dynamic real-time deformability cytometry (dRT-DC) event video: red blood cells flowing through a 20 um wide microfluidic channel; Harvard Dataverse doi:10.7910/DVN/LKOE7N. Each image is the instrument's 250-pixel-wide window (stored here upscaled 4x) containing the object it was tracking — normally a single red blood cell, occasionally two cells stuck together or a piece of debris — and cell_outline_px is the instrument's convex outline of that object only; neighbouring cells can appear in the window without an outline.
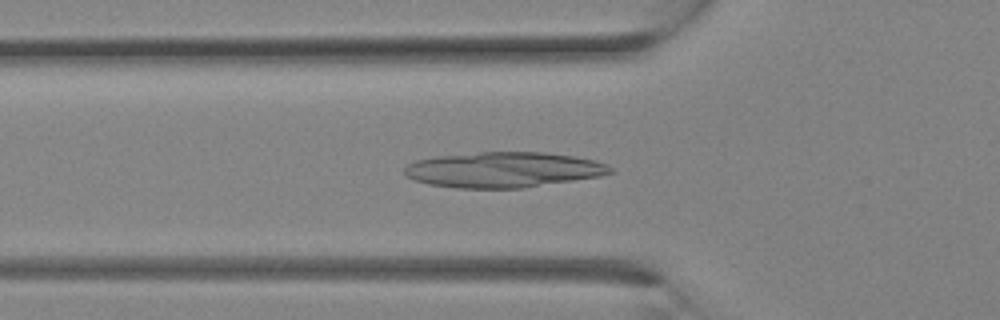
{"species": "Egyptian fruit bat (a non-hibernating species)", "species_latin": "Rousettus aegyptiacus", "temperature_condition": "room temperature", "stored_images_in_passage": 15, "camera_frame_rate_fps": 3000, "um_per_image_px": 0.085, "animal": {"sex": "female"}, "frame": {"image": 1, "passage_image": 9, "time_ms": 2.667, "image_size_px": [1000, 320], "cell_outline_px": [[616, 172], [600, 176], [520, 188], [456, 188], [428, 184], [416, 180], [408, 176], [404, 172], [404, 168], [408, 164], [416, 160], [436, 156], [480, 152], [544, 152], [576, 156], [608, 164]], "centroid_in_image_um": [42.81, 14.42], "position_along_channel_um": 83.0, "area_um2": 42.43}}
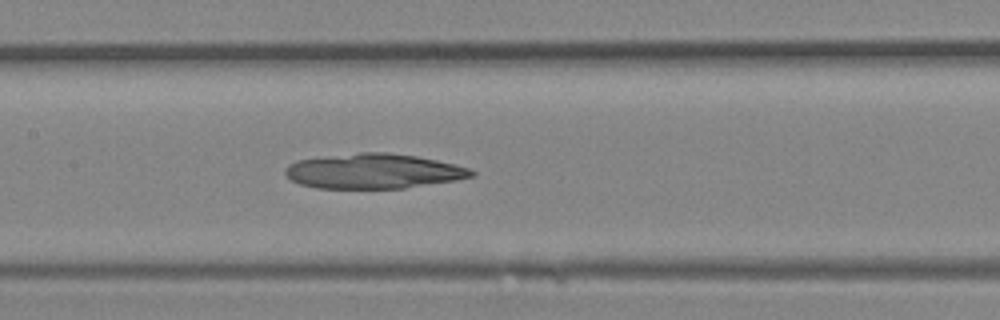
{"frame": {"image": 2, "passage_image": 13, "time_ms": 4.0, "image_size_px": [1000, 320], "cell_outline_px": [[476, 176], [456, 180], [404, 188], [316, 188], [300, 184], [292, 180], [284, 172], [284, 168], [288, 164], [296, 160], [360, 152], [384, 152], [416, 156], [456, 164], [468, 168], [476, 172]], "centroid_in_image_um": [31.76, 14.55], "position_along_channel_um": 175.6, "area_um2": 37.86}}
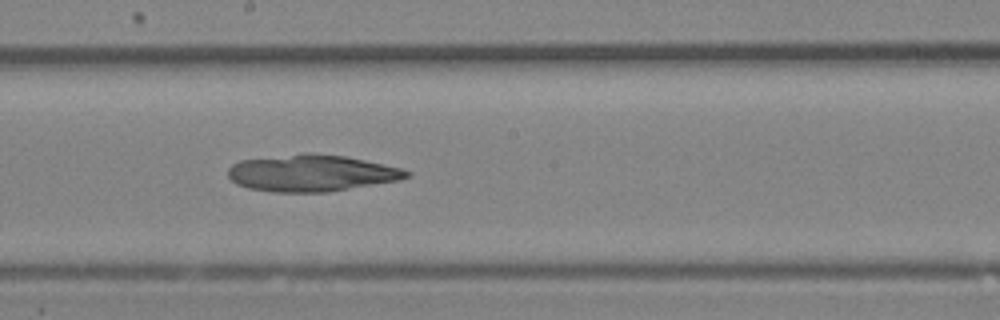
{"frame": {"image": 3, "passage_image": 15, "time_ms": 4.667, "image_size_px": [1000, 320], "cell_outline_px": [[412, 176], [400, 180], [328, 192], [272, 192], [248, 188], [236, 184], [228, 176], [228, 168], [232, 164], [240, 160], [304, 152], [308, 152], [348, 156], [400, 168], [412, 172]], "centroid_in_image_um": [26.48, 14.7], "position_along_channel_um": 221.7, "area_um2": 38.55}}